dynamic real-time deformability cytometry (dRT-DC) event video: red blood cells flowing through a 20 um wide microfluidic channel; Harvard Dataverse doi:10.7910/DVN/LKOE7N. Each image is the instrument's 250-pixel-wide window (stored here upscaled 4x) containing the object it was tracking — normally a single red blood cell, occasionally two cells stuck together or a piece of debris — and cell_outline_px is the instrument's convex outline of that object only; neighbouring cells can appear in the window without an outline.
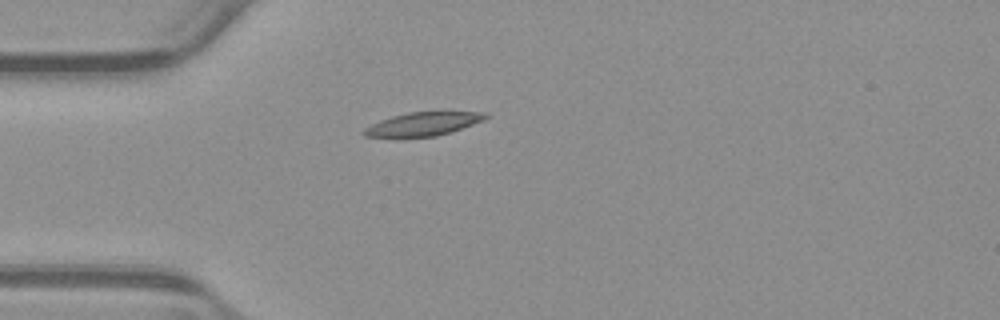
{"species": "common noctule bat (a hibernating species)", "species_latin": "Nyctalus noctula", "temperature_condition": "warm", "stored_images_in_passage": 40, "camera_frame_rate_fps": 3000, "um_per_image_px": 0.085, "animal": {"sex": "male", "body_mass_g": 23.1, "forearm_length_mm": 52.7}, "frame": {"image": 1, "passage_image": 1, "time_ms": 0.0, "image_size_px": [1000, 320], "cell_outline_px": [[488, 116], [484, 120], [436, 136], [364, 136], [360, 132], [364, 128], [380, 120], [392, 116], [408, 112], [488, 112]], "centroid_in_image_um": [35.94, 10.52], "position_along_channel_um": 49.1, "area_um2": 16.18}}
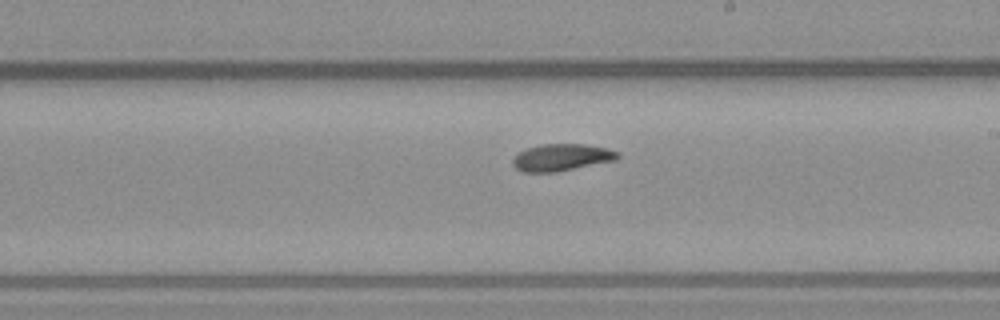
{"frame": {"image": 2, "passage_image": 17, "time_ms": 5.333, "image_size_px": [1000, 320], "cell_outline_px": [[620, 156], [616, 160], [556, 172], [520, 172], [512, 164], [512, 160], [520, 152], [528, 148], [544, 144], [584, 144], [608, 148], [620, 152]], "centroid_in_image_um": [47.76, 13.38], "position_along_channel_um": 241.2, "area_um2": 16.47}}
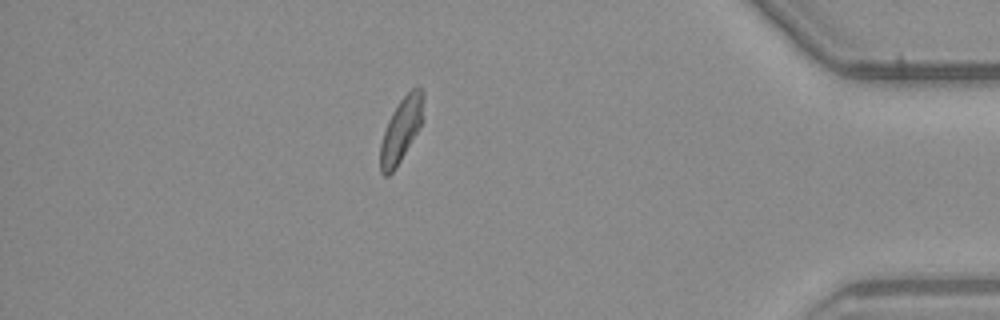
{"frame": {"image": 3, "passage_image": 33, "time_ms": 10.667, "image_size_px": [1000, 320], "cell_outline_px": [[424, 120], [396, 168], [388, 176], [384, 176], [380, 172], [380, 144], [388, 120], [392, 112], [400, 100], [412, 88], [420, 88], [424, 92]], "centroid_in_image_um": [34.12, 11.03], "position_along_channel_um": 401.1, "area_um2": 16.24}, "authors_computed_cell_mechanics": {"area_um2": 16.4152, "velocity_mm_per_s": 3.8291, "shape_relaxation_time_tau1_ms": 7.7027, "shape_relaxation_time_tau2_ms": null, "deformation_change_tau1": 0.1718, "deformation_change_tau2": null}}